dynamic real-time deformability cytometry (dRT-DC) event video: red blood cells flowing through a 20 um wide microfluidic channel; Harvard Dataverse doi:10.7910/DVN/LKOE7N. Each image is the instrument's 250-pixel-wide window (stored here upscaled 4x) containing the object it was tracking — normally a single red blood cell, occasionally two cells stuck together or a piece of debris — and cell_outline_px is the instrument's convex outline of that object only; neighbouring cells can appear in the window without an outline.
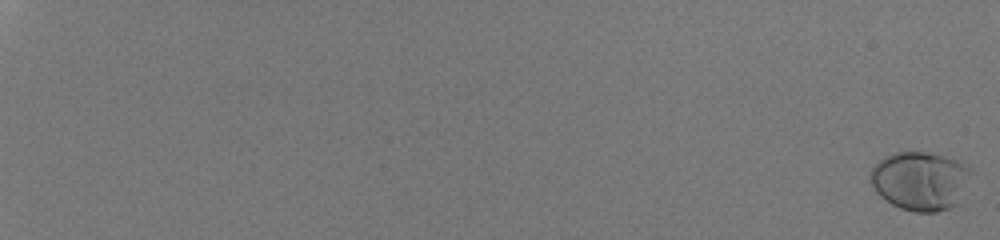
{"species": "human", "species_latin": "Homo sapiens", "temperature_condition": "room temperature", "stored_images_in_passage": 22, "camera_frame_rate_fps": 3000, "um_per_image_px": 0.085, "donor": {"sex": "male"}, "frame": {"image": 1, "passage_image": 1, "time_ms": 0.0, "image_size_px": [1000, 240], "cell_outline_px": [[968, 172], [960, 204], [936, 212], [912, 212], [900, 208], [892, 204], [880, 196], [876, 192], [872, 184], [872, 168], [884, 156], [896, 152], [924, 152], [944, 156], [956, 160], [968, 168]], "centroid_in_image_um": [78.19, 15.39], "position_along_channel_um": 6.8, "area_um2": 33.87}}
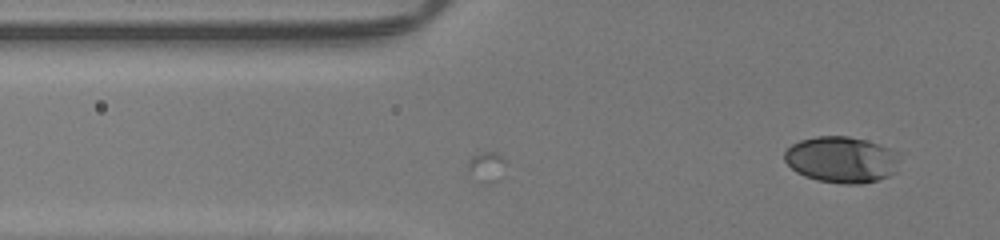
{"frame": {"image": 2, "passage_image": 22, "time_ms": 7.0, "image_size_px": [1000, 240], "cell_outline_px": [[900, 152], [896, 172], [888, 176], [864, 184], [844, 184], [816, 180], [804, 176], [796, 172], [784, 160], [784, 152], [792, 144], [800, 140], [816, 136], [848, 136], [864, 140]], "centroid_in_image_um": [71.53, 13.57], "position_along_channel_um": 54.3, "area_um2": 31.15}}